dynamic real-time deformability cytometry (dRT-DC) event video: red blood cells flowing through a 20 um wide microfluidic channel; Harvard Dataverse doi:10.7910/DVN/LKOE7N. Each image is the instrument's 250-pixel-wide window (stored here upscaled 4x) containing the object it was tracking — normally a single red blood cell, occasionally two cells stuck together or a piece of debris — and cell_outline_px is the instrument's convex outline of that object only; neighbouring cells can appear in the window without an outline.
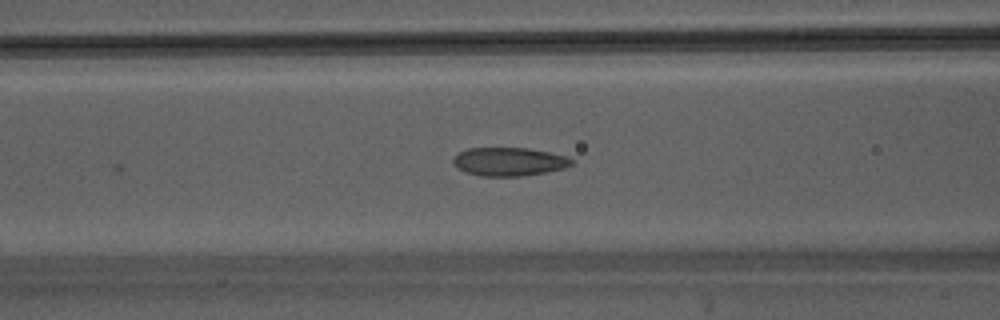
{"species": "Egyptian fruit bat (a non-hibernating species)", "species_latin": "Rousettus aegyptiacus", "temperature_condition": "warm", "stored_images_in_passage": 13, "camera_frame_rate_fps": 3000, "um_per_image_px": 0.085, "animal": {"sex": "male"}, "frame": {"image": 1, "passage_image": 4, "time_ms": 1.0, "image_size_px": [1000, 320], "cell_outline_px": [[576, 160], [572, 164], [564, 168], [544, 172], [520, 176], [484, 176], [464, 172], [456, 168], [452, 164], [452, 160], [460, 152], [468, 148], [528, 148], [568, 156]], "centroid_in_image_um": [43.27, 13.74], "position_along_channel_um": 123.3, "area_um2": 19.65}}
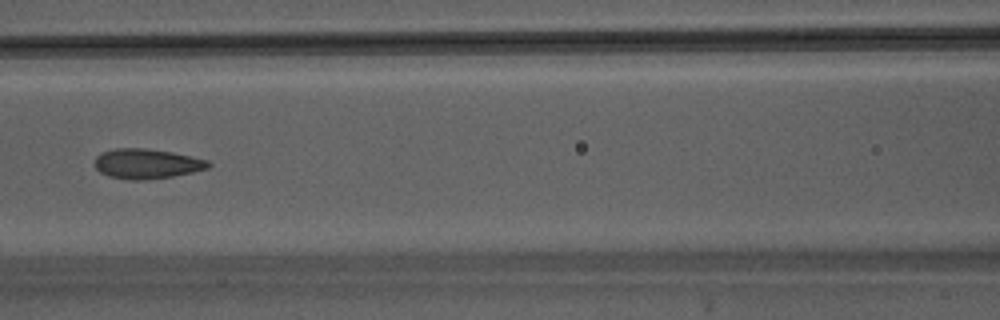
{"frame": {"image": 2, "passage_image": 6, "time_ms": 1.667, "image_size_px": [1000, 320], "cell_outline_px": [[212, 164], [208, 168], [192, 172], [172, 176], [144, 180], [132, 180], [108, 176], [100, 172], [96, 168], [96, 156], [100, 152], [116, 148], [144, 148], [172, 152], [208, 160]], "centroid_in_image_um": [12.47, 13.91], "position_along_channel_um": 154.1, "area_um2": 19.71}}
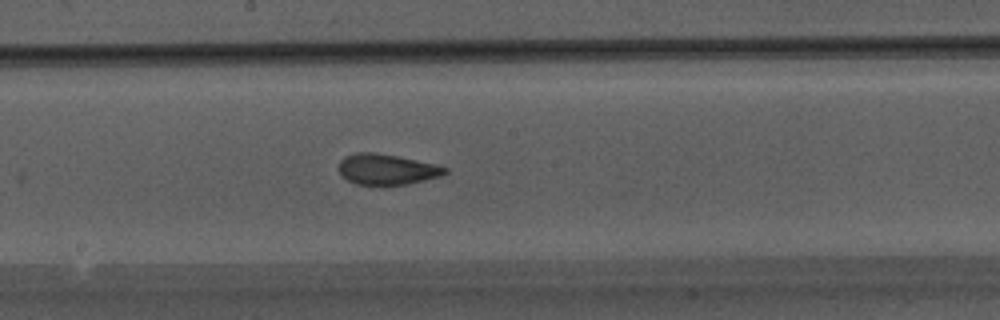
{"frame": {"image": 3, "passage_image": 10, "time_ms": 3.0, "image_size_px": [1000, 320], "cell_outline_px": [[448, 172], [440, 176], [408, 184], [380, 188], [356, 184], [340, 176], [340, 160], [344, 156], [356, 152], [372, 152], [396, 156], [416, 160], [448, 168]], "centroid_in_image_um": [32.83, 14.44], "position_along_channel_um": 215.4, "area_um2": 19.42}}